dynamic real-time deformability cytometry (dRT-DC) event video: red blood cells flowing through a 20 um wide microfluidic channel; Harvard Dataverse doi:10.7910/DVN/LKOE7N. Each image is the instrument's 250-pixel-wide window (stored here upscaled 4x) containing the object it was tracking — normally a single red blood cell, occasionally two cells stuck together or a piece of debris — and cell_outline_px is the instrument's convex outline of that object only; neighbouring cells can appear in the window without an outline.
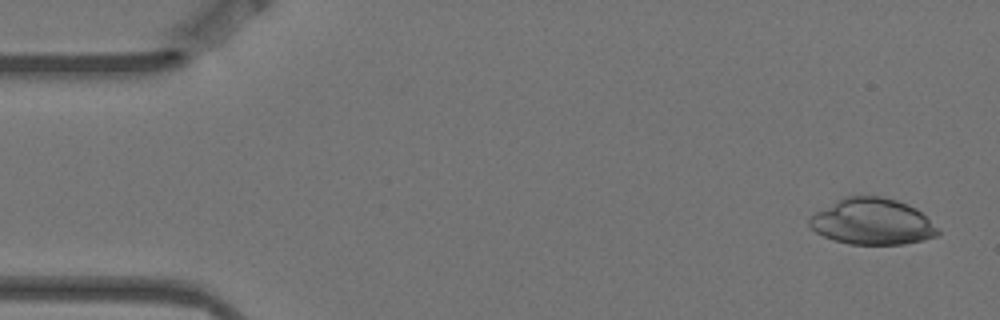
{"species": "Egyptian fruit bat (a non-hibernating species)", "species_latin": "Rousettus aegyptiacus", "temperature_condition": "warm", "stored_images_in_passage": 4, "camera_frame_rate_fps": 3000, "um_per_image_px": 0.085, "animal": {"sex": "female"}, "frame": {"image": 1, "passage_image": 1, "time_ms": 0.0, "image_size_px": [1000, 320], "cell_outline_px": [[940, 232], [936, 236], [924, 240], [904, 244], [848, 244], [832, 240], [816, 232], [808, 224], [808, 220], [816, 212], [836, 200], [848, 196], [880, 196], [896, 200], [908, 204], [916, 208]], "centroid_in_image_um": [74.11, 18.84], "position_along_channel_um": 10.9, "area_um2": 34.33}}